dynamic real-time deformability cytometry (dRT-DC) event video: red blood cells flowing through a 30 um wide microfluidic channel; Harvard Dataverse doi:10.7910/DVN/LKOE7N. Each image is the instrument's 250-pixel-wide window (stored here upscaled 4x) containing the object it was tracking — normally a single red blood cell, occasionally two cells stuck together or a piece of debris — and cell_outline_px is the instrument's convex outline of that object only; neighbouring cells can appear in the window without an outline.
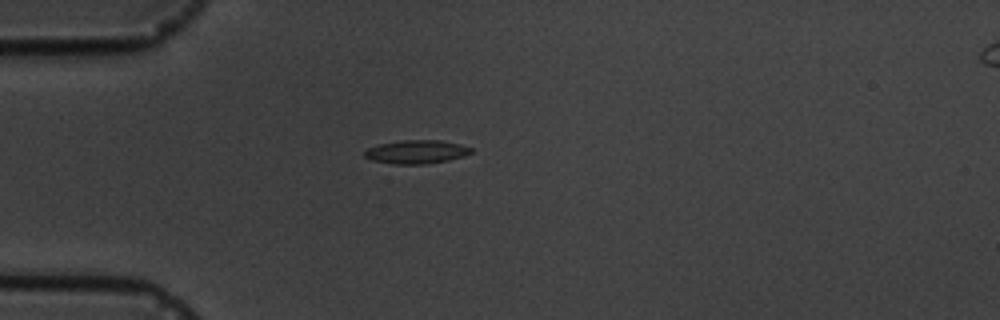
{"species": "common noctule bat (a hibernating species)", "species_latin": "Nyctalus noctula", "temperature_condition": "cold", "stored_images_in_passage": 2, "segment_of_instrument_passage": [1, 2], "camera_frame_rate_fps": 3000, "um_per_image_px": 0.085, "animal": {"sex": "male", "body_mass_g": 19.5, "forearm_length_mm": 54.6}, "frame": {"image": 1, "passage_image": 1, "time_ms": 0.0, "image_size_px": [1000, 320], "cell_outline_px": [[472, 152], [464, 156], [448, 160], [424, 164], [392, 164], [372, 160], [364, 156], [364, 152], [368, 148], [380, 144], [404, 140], [440, 140], [460, 144], [472, 148]], "centroid_in_image_um": [35.4, 12.91], "position_along_channel_um": 49.6, "area_um2": 14.51}}